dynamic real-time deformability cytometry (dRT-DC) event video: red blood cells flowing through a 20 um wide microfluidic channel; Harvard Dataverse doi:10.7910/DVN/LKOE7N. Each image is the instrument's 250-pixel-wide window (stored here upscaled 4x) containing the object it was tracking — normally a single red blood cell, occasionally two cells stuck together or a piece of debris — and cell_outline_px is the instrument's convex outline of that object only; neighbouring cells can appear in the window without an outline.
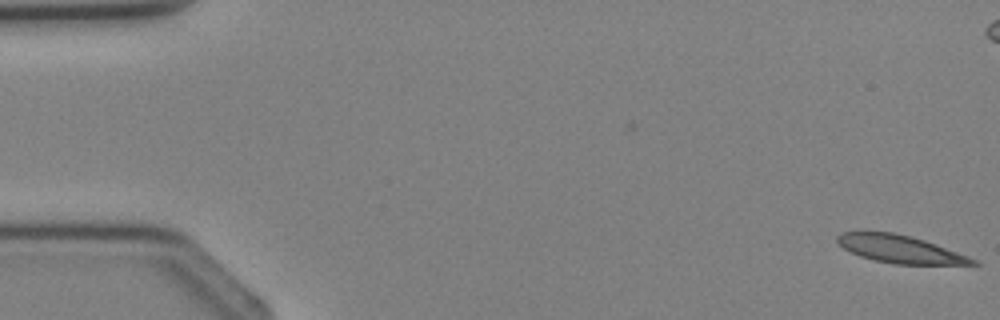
{"species": "Egyptian fruit bat (a non-hibernating species)", "species_latin": "Rousettus aegyptiacus", "temperature_condition": "cold", "stored_images_in_passage": 5, "camera_frame_rate_fps": 3000, "um_per_image_px": 0.085, "animal": {"sex": "female"}, "frame": {"image": 1, "passage_image": 1, "time_ms": 0.0, "image_size_px": [1000, 320], "cell_outline_px": [[980, 264], [892, 264], [860, 256], [844, 248], [836, 240], [836, 236], [840, 232], [892, 232], [924, 240], [936, 244], [968, 256], [976, 260]], "centroid_in_image_um": [76.48, 21.17], "position_along_channel_um": 8.5, "area_um2": 21.44}}
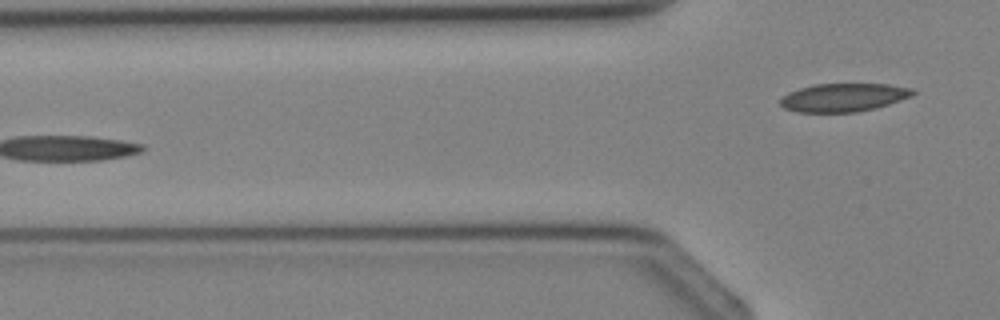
{"frame": {"image": 2, "passage_image": 5, "time_ms": 4.667, "image_size_px": [1000, 320], "cell_outline_px": [[916, 92], [912, 96], [876, 108], [856, 112], [796, 112], [784, 108], [780, 104], [780, 100], [788, 92], [800, 88], [816, 84], [888, 84], [912, 88]], "centroid_in_image_um": [71.71, 8.28], "position_along_channel_um": 54.1, "area_um2": 21.79}}